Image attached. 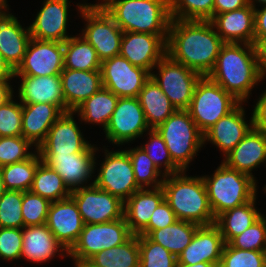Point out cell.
Masks as SVG:
<instances>
[{"label":"cell","instance_id":"cell-57","mask_svg":"<svg viewBox=\"0 0 266 267\" xmlns=\"http://www.w3.org/2000/svg\"><path fill=\"white\" fill-rule=\"evenodd\" d=\"M176 267H219V265L213 264V263H206V262H200L194 265H188L185 263L177 262Z\"/></svg>","mask_w":266,"mask_h":267},{"label":"cell","instance_id":"cell-28","mask_svg":"<svg viewBox=\"0 0 266 267\" xmlns=\"http://www.w3.org/2000/svg\"><path fill=\"white\" fill-rule=\"evenodd\" d=\"M60 76L67 112L74 111L102 87L101 70L82 71L64 68Z\"/></svg>","mask_w":266,"mask_h":267},{"label":"cell","instance_id":"cell-34","mask_svg":"<svg viewBox=\"0 0 266 267\" xmlns=\"http://www.w3.org/2000/svg\"><path fill=\"white\" fill-rule=\"evenodd\" d=\"M94 47L79 33L64 42V68L82 71L101 70Z\"/></svg>","mask_w":266,"mask_h":267},{"label":"cell","instance_id":"cell-7","mask_svg":"<svg viewBox=\"0 0 266 267\" xmlns=\"http://www.w3.org/2000/svg\"><path fill=\"white\" fill-rule=\"evenodd\" d=\"M86 1L82 0L75 6L82 22L85 21L79 34L94 47L101 62L119 55L122 29L98 1L95 4Z\"/></svg>","mask_w":266,"mask_h":267},{"label":"cell","instance_id":"cell-56","mask_svg":"<svg viewBox=\"0 0 266 267\" xmlns=\"http://www.w3.org/2000/svg\"><path fill=\"white\" fill-rule=\"evenodd\" d=\"M14 71L7 65L0 53V78H13Z\"/></svg>","mask_w":266,"mask_h":267},{"label":"cell","instance_id":"cell-39","mask_svg":"<svg viewBox=\"0 0 266 267\" xmlns=\"http://www.w3.org/2000/svg\"><path fill=\"white\" fill-rule=\"evenodd\" d=\"M134 171L137 185L141 188L161 187L165 176L157 169L146 152L138 145L136 147H125Z\"/></svg>","mask_w":266,"mask_h":267},{"label":"cell","instance_id":"cell-43","mask_svg":"<svg viewBox=\"0 0 266 267\" xmlns=\"http://www.w3.org/2000/svg\"><path fill=\"white\" fill-rule=\"evenodd\" d=\"M36 151L37 147L23 136L0 137V167L24 161Z\"/></svg>","mask_w":266,"mask_h":267},{"label":"cell","instance_id":"cell-3","mask_svg":"<svg viewBox=\"0 0 266 267\" xmlns=\"http://www.w3.org/2000/svg\"><path fill=\"white\" fill-rule=\"evenodd\" d=\"M186 171L165 176L161 185L164 200L169 204L178 220L189 221L200 226L215 224L203 177L188 176Z\"/></svg>","mask_w":266,"mask_h":267},{"label":"cell","instance_id":"cell-16","mask_svg":"<svg viewBox=\"0 0 266 267\" xmlns=\"http://www.w3.org/2000/svg\"><path fill=\"white\" fill-rule=\"evenodd\" d=\"M98 144H90L83 152L71 155L40 156L63 179L70 191L94 184V164L99 155Z\"/></svg>","mask_w":266,"mask_h":267},{"label":"cell","instance_id":"cell-37","mask_svg":"<svg viewBox=\"0 0 266 267\" xmlns=\"http://www.w3.org/2000/svg\"><path fill=\"white\" fill-rule=\"evenodd\" d=\"M30 191L50 202L66 199L71 195V191L64 184L61 176L43 161L39 163L35 170Z\"/></svg>","mask_w":266,"mask_h":267},{"label":"cell","instance_id":"cell-18","mask_svg":"<svg viewBox=\"0 0 266 267\" xmlns=\"http://www.w3.org/2000/svg\"><path fill=\"white\" fill-rule=\"evenodd\" d=\"M70 0H43L35 19L29 24L31 38L64 43L71 36L69 26Z\"/></svg>","mask_w":266,"mask_h":267},{"label":"cell","instance_id":"cell-13","mask_svg":"<svg viewBox=\"0 0 266 267\" xmlns=\"http://www.w3.org/2000/svg\"><path fill=\"white\" fill-rule=\"evenodd\" d=\"M75 115V116H74ZM73 111L63 113L38 146L40 156L71 155L83 152L91 143L84 137L82 122ZM79 123V124H78ZM87 139V140H86Z\"/></svg>","mask_w":266,"mask_h":267},{"label":"cell","instance_id":"cell-38","mask_svg":"<svg viewBox=\"0 0 266 267\" xmlns=\"http://www.w3.org/2000/svg\"><path fill=\"white\" fill-rule=\"evenodd\" d=\"M42 161L38 151L30 158L0 167L6 190L30 191L37 166Z\"/></svg>","mask_w":266,"mask_h":267},{"label":"cell","instance_id":"cell-35","mask_svg":"<svg viewBox=\"0 0 266 267\" xmlns=\"http://www.w3.org/2000/svg\"><path fill=\"white\" fill-rule=\"evenodd\" d=\"M200 225L183 220H177L164 228L153 230L148 237L162 245L176 257L190 244Z\"/></svg>","mask_w":266,"mask_h":267},{"label":"cell","instance_id":"cell-63","mask_svg":"<svg viewBox=\"0 0 266 267\" xmlns=\"http://www.w3.org/2000/svg\"><path fill=\"white\" fill-rule=\"evenodd\" d=\"M262 190L264 191L263 193L266 194V184L264 185V187L262 186Z\"/></svg>","mask_w":266,"mask_h":267},{"label":"cell","instance_id":"cell-62","mask_svg":"<svg viewBox=\"0 0 266 267\" xmlns=\"http://www.w3.org/2000/svg\"><path fill=\"white\" fill-rule=\"evenodd\" d=\"M263 255L265 257V262H266V242H265L264 249H263Z\"/></svg>","mask_w":266,"mask_h":267},{"label":"cell","instance_id":"cell-29","mask_svg":"<svg viewBox=\"0 0 266 267\" xmlns=\"http://www.w3.org/2000/svg\"><path fill=\"white\" fill-rule=\"evenodd\" d=\"M163 200L164 191L158 187L139 189L124 202V218L134 235L149 224L151 215Z\"/></svg>","mask_w":266,"mask_h":267},{"label":"cell","instance_id":"cell-32","mask_svg":"<svg viewBox=\"0 0 266 267\" xmlns=\"http://www.w3.org/2000/svg\"><path fill=\"white\" fill-rule=\"evenodd\" d=\"M257 197L258 194L251 201L227 210L216 218L215 225L219 228L226 244L243 233L264 214L256 207Z\"/></svg>","mask_w":266,"mask_h":267},{"label":"cell","instance_id":"cell-58","mask_svg":"<svg viewBox=\"0 0 266 267\" xmlns=\"http://www.w3.org/2000/svg\"><path fill=\"white\" fill-rule=\"evenodd\" d=\"M247 3L254 9L266 5V0H247Z\"/></svg>","mask_w":266,"mask_h":267},{"label":"cell","instance_id":"cell-8","mask_svg":"<svg viewBox=\"0 0 266 267\" xmlns=\"http://www.w3.org/2000/svg\"><path fill=\"white\" fill-rule=\"evenodd\" d=\"M102 147H99V150H102L103 160L98 161L99 157H95L94 185L125 202L134 192L141 189L135 181L130 157L125 149H121L122 147L118 150L106 148L111 147L108 145Z\"/></svg>","mask_w":266,"mask_h":267},{"label":"cell","instance_id":"cell-6","mask_svg":"<svg viewBox=\"0 0 266 267\" xmlns=\"http://www.w3.org/2000/svg\"><path fill=\"white\" fill-rule=\"evenodd\" d=\"M156 130L164 140L173 163L181 171L187 172L204 147V135L189 112L176 110Z\"/></svg>","mask_w":266,"mask_h":267},{"label":"cell","instance_id":"cell-20","mask_svg":"<svg viewBox=\"0 0 266 267\" xmlns=\"http://www.w3.org/2000/svg\"><path fill=\"white\" fill-rule=\"evenodd\" d=\"M246 104L239 103L203 134L204 148L206 144L211 143L214 148L219 149L223 155L221 157L224 158L244 138L253 127L252 114L249 121L246 118Z\"/></svg>","mask_w":266,"mask_h":267},{"label":"cell","instance_id":"cell-55","mask_svg":"<svg viewBox=\"0 0 266 267\" xmlns=\"http://www.w3.org/2000/svg\"><path fill=\"white\" fill-rule=\"evenodd\" d=\"M12 81V82H11ZM13 78H0V106L10 100L14 94Z\"/></svg>","mask_w":266,"mask_h":267},{"label":"cell","instance_id":"cell-53","mask_svg":"<svg viewBox=\"0 0 266 267\" xmlns=\"http://www.w3.org/2000/svg\"><path fill=\"white\" fill-rule=\"evenodd\" d=\"M247 0H214V16L247 6Z\"/></svg>","mask_w":266,"mask_h":267},{"label":"cell","instance_id":"cell-27","mask_svg":"<svg viewBox=\"0 0 266 267\" xmlns=\"http://www.w3.org/2000/svg\"><path fill=\"white\" fill-rule=\"evenodd\" d=\"M210 22L225 43L254 45L255 15L249 4L243 8L215 15Z\"/></svg>","mask_w":266,"mask_h":267},{"label":"cell","instance_id":"cell-23","mask_svg":"<svg viewBox=\"0 0 266 267\" xmlns=\"http://www.w3.org/2000/svg\"><path fill=\"white\" fill-rule=\"evenodd\" d=\"M46 225L67 251L73 247L81 234L84 222L71 196L51 202Z\"/></svg>","mask_w":266,"mask_h":267},{"label":"cell","instance_id":"cell-5","mask_svg":"<svg viewBox=\"0 0 266 267\" xmlns=\"http://www.w3.org/2000/svg\"><path fill=\"white\" fill-rule=\"evenodd\" d=\"M210 175L203 174L208 200L214 217L251 201L258 193V183L251 176L229 168L222 161Z\"/></svg>","mask_w":266,"mask_h":267},{"label":"cell","instance_id":"cell-25","mask_svg":"<svg viewBox=\"0 0 266 267\" xmlns=\"http://www.w3.org/2000/svg\"><path fill=\"white\" fill-rule=\"evenodd\" d=\"M14 14H0V53L13 71L21 64L31 39L29 25L25 27Z\"/></svg>","mask_w":266,"mask_h":267},{"label":"cell","instance_id":"cell-48","mask_svg":"<svg viewBox=\"0 0 266 267\" xmlns=\"http://www.w3.org/2000/svg\"><path fill=\"white\" fill-rule=\"evenodd\" d=\"M22 136V103L13 96L0 106V137Z\"/></svg>","mask_w":266,"mask_h":267},{"label":"cell","instance_id":"cell-22","mask_svg":"<svg viewBox=\"0 0 266 267\" xmlns=\"http://www.w3.org/2000/svg\"><path fill=\"white\" fill-rule=\"evenodd\" d=\"M222 162L229 168L245 173L258 182L253 172L256 169L258 171V168L261 169L262 166L266 168V133L252 127L222 159Z\"/></svg>","mask_w":266,"mask_h":267},{"label":"cell","instance_id":"cell-11","mask_svg":"<svg viewBox=\"0 0 266 267\" xmlns=\"http://www.w3.org/2000/svg\"><path fill=\"white\" fill-rule=\"evenodd\" d=\"M201 77L199 73L172 60L167 54L151 72V78L177 110L188 109L195 86Z\"/></svg>","mask_w":266,"mask_h":267},{"label":"cell","instance_id":"cell-41","mask_svg":"<svg viewBox=\"0 0 266 267\" xmlns=\"http://www.w3.org/2000/svg\"><path fill=\"white\" fill-rule=\"evenodd\" d=\"M171 19L211 20L214 0H168Z\"/></svg>","mask_w":266,"mask_h":267},{"label":"cell","instance_id":"cell-19","mask_svg":"<svg viewBox=\"0 0 266 267\" xmlns=\"http://www.w3.org/2000/svg\"><path fill=\"white\" fill-rule=\"evenodd\" d=\"M168 35L140 32H123L119 55L132 65L152 72L156 64L166 55Z\"/></svg>","mask_w":266,"mask_h":267},{"label":"cell","instance_id":"cell-51","mask_svg":"<svg viewBox=\"0 0 266 267\" xmlns=\"http://www.w3.org/2000/svg\"><path fill=\"white\" fill-rule=\"evenodd\" d=\"M266 88V87H265ZM255 99L253 105L252 123L253 128L266 133V89Z\"/></svg>","mask_w":266,"mask_h":267},{"label":"cell","instance_id":"cell-26","mask_svg":"<svg viewBox=\"0 0 266 267\" xmlns=\"http://www.w3.org/2000/svg\"><path fill=\"white\" fill-rule=\"evenodd\" d=\"M224 238L215 225L200 226L190 244L179 254L177 262L194 265L200 262L220 264Z\"/></svg>","mask_w":266,"mask_h":267},{"label":"cell","instance_id":"cell-59","mask_svg":"<svg viewBox=\"0 0 266 267\" xmlns=\"http://www.w3.org/2000/svg\"><path fill=\"white\" fill-rule=\"evenodd\" d=\"M11 10L8 5V0H0V14Z\"/></svg>","mask_w":266,"mask_h":267},{"label":"cell","instance_id":"cell-4","mask_svg":"<svg viewBox=\"0 0 266 267\" xmlns=\"http://www.w3.org/2000/svg\"><path fill=\"white\" fill-rule=\"evenodd\" d=\"M123 32L168 35V0H98Z\"/></svg>","mask_w":266,"mask_h":267},{"label":"cell","instance_id":"cell-61","mask_svg":"<svg viewBox=\"0 0 266 267\" xmlns=\"http://www.w3.org/2000/svg\"><path fill=\"white\" fill-rule=\"evenodd\" d=\"M77 267H95V266H92V265L87 261V262H84V263L79 264Z\"/></svg>","mask_w":266,"mask_h":267},{"label":"cell","instance_id":"cell-33","mask_svg":"<svg viewBox=\"0 0 266 267\" xmlns=\"http://www.w3.org/2000/svg\"><path fill=\"white\" fill-rule=\"evenodd\" d=\"M138 99L150 129H156L177 110L151 77L139 92Z\"/></svg>","mask_w":266,"mask_h":267},{"label":"cell","instance_id":"cell-9","mask_svg":"<svg viewBox=\"0 0 266 267\" xmlns=\"http://www.w3.org/2000/svg\"><path fill=\"white\" fill-rule=\"evenodd\" d=\"M133 235L125 218L84 224L76 243L68 251V258L72 260V265L77 267L100 251L124 244Z\"/></svg>","mask_w":266,"mask_h":267},{"label":"cell","instance_id":"cell-2","mask_svg":"<svg viewBox=\"0 0 266 267\" xmlns=\"http://www.w3.org/2000/svg\"><path fill=\"white\" fill-rule=\"evenodd\" d=\"M207 77L240 103H248L252 91L265 80L254 45L246 43H225Z\"/></svg>","mask_w":266,"mask_h":267},{"label":"cell","instance_id":"cell-54","mask_svg":"<svg viewBox=\"0 0 266 267\" xmlns=\"http://www.w3.org/2000/svg\"><path fill=\"white\" fill-rule=\"evenodd\" d=\"M257 56L258 67L261 74L266 78V37L260 38L254 44Z\"/></svg>","mask_w":266,"mask_h":267},{"label":"cell","instance_id":"cell-60","mask_svg":"<svg viewBox=\"0 0 266 267\" xmlns=\"http://www.w3.org/2000/svg\"><path fill=\"white\" fill-rule=\"evenodd\" d=\"M5 191H6V188L4 186L3 176L0 171V199H1V196L5 193Z\"/></svg>","mask_w":266,"mask_h":267},{"label":"cell","instance_id":"cell-14","mask_svg":"<svg viewBox=\"0 0 266 267\" xmlns=\"http://www.w3.org/2000/svg\"><path fill=\"white\" fill-rule=\"evenodd\" d=\"M151 73L117 55L101 63L102 86L119 98L138 97Z\"/></svg>","mask_w":266,"mask_h":267},{"label":"cell","instance_id":"cell-17","mask_svg":"<svg viewBox=\"0 0 266 267\" xmlns=\"http://www.w3.org/2000/svg\"><path fill=\"white\" fill-rule=\"evenodd\" d=\"M64 69V43L31 38L14 75H59Z\"/></svg>","mask_w":266,"mask_h":267},{"label":"cell","instance_id":"cell-12","mask_svg":"<svg viewBox=\"0 0 266 267\" xmlns=\"http://www.w3.org/2000/svg\"><path fill=\"white\" fill-rule=\"evenodd\" d=\"M150 130L138 97L119 98L104 131L106 141L113 147H122L141 139Z\"/></svg>","mask_w":266,"mask_h":267},{"label":"cell","instance_id":"cell-24","mask_svg":"<svg viewBox=\"0 0 266 267\" xmlns=\"http://www.w3.org/2000/svg\"><path fill=\"white\" fill-rule=\"evenodd\" d=\"M56 256L62 259L68 258V251L56 239L46 224L22 228L20 261L45 264Z\"/></svg>","mask_w":266,"mask_h":267},{"label":"cell","instance_id":"cell-30","mask_svg":"<svg viewBox=\"0 0 266 267\" xmlns=\"http://www.w3.org/2000/svg\"><path fill=\"white\" fill-rule=\"evenodd\" d=\"M62 114L52 104H22V136L38 148L45 140L49 129Z\"/></svg>","mask_w":266,"mask_h":267},{"label":"cell","instance_id":"cell-49","mask_svg":"<svg viewBox=\"0 0 266 267\" xmlns=\"http://www.w3.org/2000/svg\"><path fill=\"white\" fill-rule=\"evenodd\" d=\"M22 252V228L0 227V260L19 261Z\"/></svg>","mask_w":266,"mask_h":267},{"label":"cell","instance_id":"cell-36","mask_svg":"<svg viewBox=\"0 0 266 267\" xmlns=\"http://www.w3.org/2000/svg\"><path fill=\"white\" fill-rule=\"evenodd\" d=\"M88 262L95 267H139L140 249L138 235L124 244L100 251Z\"/></svg>","mask_w":266,"mask_h":267},{"label":"cell","instance_id":"cell-31","mask_svg":"<svg viewBox=\"0 0 266 267\" xmlns=\"http://www.w3.org/2000/svg\"><path fill=\"white\" fill-rule=\"evenodd\" d=\"M119 97L103 86L91 97L86 99L73 112L82 123L98 125L105 131Z\"/></svg>","mask_w":266,"mask_h":267},{"label":"cell","instance_id":"cell-42","mask_svg":"<svg viewBox=\"0 0 266 267\" xmlns=\"http://www.w3.org/2000/svg\"><path fill=\"white\" fill-rule=\"evenodd\" d=\"M139 267H176L177 257L147 235H138Z\"/></svg>","mask_w":266,"mask_h":267},{"label":"cell","instance_id":"cell-46","mask_svg":"<svg viewBox=\"0 0 266 267\" xmlns=\"http://www.w3.org/2000/svg\"><path fill=\"white\" fill-rule=\"evenodd\" d=\"M219 267H266L263 251L244 250L225 244Z\"/></svg>","mask_w":266,"mask_h":267},{"label":"cell","instance_id":"cell-45","mask_svg":"<svg viewBox=\"0 0 266 267\" xmlns=\"http://www.w3.org/2000/svg\"><path fill=\"white\" fill-rule=\"evenodd\" d=\"M51 202L31 191L23 192L22 217L24 227L46 224Z\"/></svg>","mask_w":266,"mask_h":267},{"label":"cell","instance_id":"cell-50","mask_svg":"<svg viewBox=\"0 0 266 267\" xmlns=\"http://www.w3.org/2000/svg\"><path fill=\"white\" fill-rule=\"evenodd\" d=\"M177 217L169 204L163 200L151 215L149 224L138 235H149L153 230H158L173 224Z\"/></svg>","mask_w":266,"mask_h":267},{"label":"cell","instance_id":"cell-40","mask_svg":"<svg viewBox=\"0 0 266 267\" xmlns=\"http://www.w3.org/2000/svg\"><path fill=\"white\" fill-rule=\"evenodd\" d=\"M146 134V135H145ZM144 134L143 139L146 141L139 145L149 158L153 161L157 169L164 175L177 174L182 172L172 161L169 151L166 147L164 140L156 129H150Z\"/></svg>","mask_w":266,"mask_h":267},{"label":"cell","instance_id":"cell-15","mask_svg":"<svg viewBox=\"0 0 266 267\" xmlns=\"http://www.w3.org/2000/svg\"><path fill=\"white\" fill-rule=\"evenodd\" d=\"M84 224L105 223L124 218V202L97 186L71 191Z\"/></svg>","mask_w":266,"mask_h":267},{"label":"cell","instance_id":"cell-44","mask_svg":"<svg viewBox=\"0 0 266 267\" xmlns=\"http://www.w3.org/2000/svg\"><path fill=\"white\" fill-rule=\"evenodd\" d=\"M23 191L6 190L0 199V227L23 228Z\"/></svg>","mask_w":266,"mask_h":267},{"label":"cell","instance_id":"cell-47","mask_svg":"<svg viewBox=\"0 0 266 267\" xmlns=\"http://www.w3.org/2000/svg\"><path fill=\"white\" fill-rule=\"evenodd\" d=\"M265 242L266 214H263L255 223L240 235L235 236L228 244L237 249L263 251Z\"/></svg>","mask_w":266,"mask_h":267},{"label":"cell","instance_id":"cell-1","mask_svg":"<svg viewBox=\"0 0 266 267\" xmlns=\"http://www.w3.org/2000/svg\"><path fill=\"white\" fill-rule=\"evenodd\" d=\"M224 44L209 20L171 19L166 54L203 77L213 69Z\"/></svg>","mask_w":266,"mask_h":267},{"label":"cell","instance_id":"cell-21","mask_svg":"<svg viewBox=\"0 0 266 267\" xmlns=\"http://www.w3.org/2000/svg\"><path fill=\"white\" fill-rule=\"evenodd\" d=\"M18 80L14 86V96L22 104L47 103L55 105L62 113L67 112L62 92V81L59 75L25 76L13 75ZM20 83V84H19ZM18 88V89H17Z\"/></svg>","mask_w":266,"mask_h":267},{"label":"cell","instance_id":"cell-10","mask_svg":"<svg viewBox=\"0 0 266 267\" xmlns=\"http://www.w3.org/2000/svg\"><path fill=\"white\" fill-rule=\"evenodd\" d=\"M240 102L207 76L197 82L187 109L190 117L204 134L220 118L231 112Z\"/></svg>","mask_w":266,"mask_h":267},{"label":"cell","instance_id":"cell-52","mask_svg":"<svg viewBox=\"0 0 266 267\" xmlns=\"http://www.w3.org/2000/svg\"><path fill=\"white\" fill-rule=\"evenodd\" d=\"M255 28L254 44L262 37H266V5L254 9Z\"/></svg>","mask_w":266,"mask_h":267}]
</instances>
